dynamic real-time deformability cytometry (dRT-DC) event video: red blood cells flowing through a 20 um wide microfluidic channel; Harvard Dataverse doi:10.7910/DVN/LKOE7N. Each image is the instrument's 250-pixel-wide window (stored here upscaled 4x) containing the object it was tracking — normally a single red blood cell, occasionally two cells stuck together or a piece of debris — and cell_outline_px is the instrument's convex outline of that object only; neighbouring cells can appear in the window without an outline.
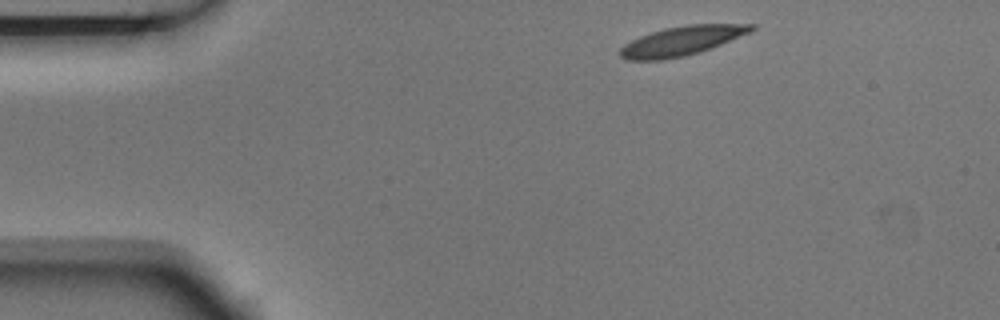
{"species": "Egyptian fruit bat (a non-hibernating species)", "species_latin": "Rousettus aegyptiacus", "temperature_condition": "room temperature", "stored_images_in_passage": 2, "camera_frame_rate_fps": 3000, "um_per_image_px": 0.085, "animal": {"sex": "male"}, "frame": {"image": 1, "passage_image": 1, "time_ms": 0.0, "image_size_px": [1000, 320], "cell_outline_px": [[756, 28], [748, 32], [720, 44], [700, 52], [684, 56], [660, 60], [624, 60], [620, 56], [620, 48], [624, 44], [640, 36], [664, 28], [688, 24], [756, 24]], "centroid_in_image_um": [57.9, 3.47], "position_along_channel_um": 27.1, "area_um2": 22.14}}